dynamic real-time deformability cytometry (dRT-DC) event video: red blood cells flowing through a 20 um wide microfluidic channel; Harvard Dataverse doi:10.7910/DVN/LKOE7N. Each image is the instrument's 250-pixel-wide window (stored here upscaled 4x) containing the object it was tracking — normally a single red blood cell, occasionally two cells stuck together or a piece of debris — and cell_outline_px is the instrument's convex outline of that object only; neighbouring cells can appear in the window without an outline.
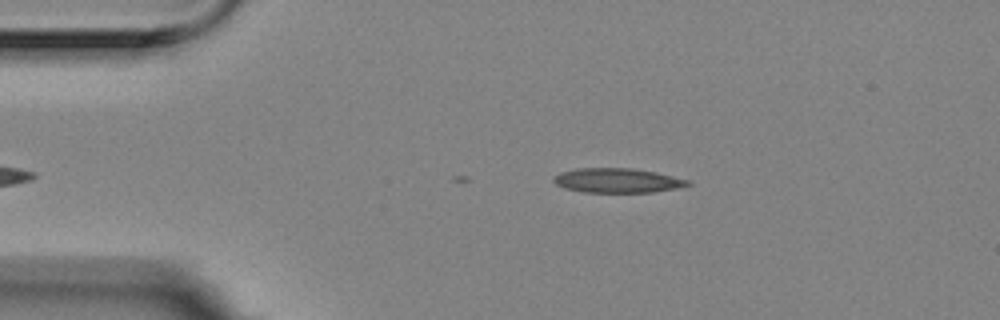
{"species": "Egyptian fruit bat (a non-hibernating species)", "species_latin": "Rousettus aegyptiacus", "temperature_condition": "room temperature", "stored_images_in_passage": 4, "camera_frame_rate_fps": 3000, "um_per_image_px": 0.085, "animal": {"sex": "female"}, "frame": {"image": 1, "passage_image": 4, "time_ms": 1.0, "image_size_px": [1000, 320], "cell_outline_px": [[692, 184], [652, 192], [584, 192], [564, 188], [556, 184], [552, 180], [552, 176], [560, 172], [576, 168], [632, 168], [656, 172], [692, 180]], "centroid_in_image_um": [52.44, 15.33], "position_along_channel_um": 32.6, "area_um2": 19.19}}